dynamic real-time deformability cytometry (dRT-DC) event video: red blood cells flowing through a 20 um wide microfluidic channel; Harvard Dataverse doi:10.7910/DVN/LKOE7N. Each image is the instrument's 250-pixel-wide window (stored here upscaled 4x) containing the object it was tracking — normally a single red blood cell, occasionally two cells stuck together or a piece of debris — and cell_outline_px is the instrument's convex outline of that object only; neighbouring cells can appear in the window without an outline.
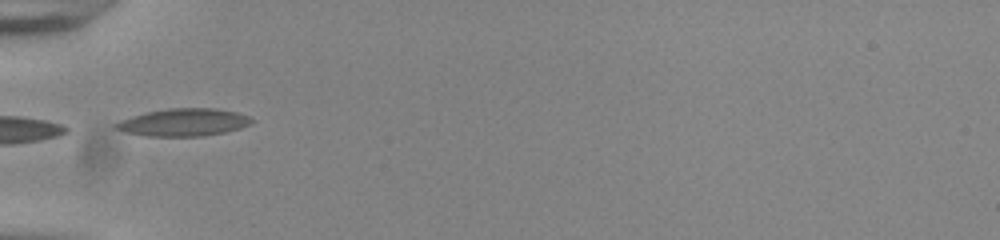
{"species": "common noctule bat (a hibernating species)", "species_latin": "Nyctalus noctula", "temperature_condition": "room temperature", "stored_images_in_passage": 3, "camera_frame_rate_fps": 3000, "um_per_image_px": 0.085, "animal": {"sex": "male", "body_mass_g": 20.0, "forearm_length_mm": 53.3}, "frame": {"image": 1, "passage_image": 1, "time_ms": 0.0, "image_size_px": [1000, 240], "cell_outline_px": [[256, 120], [252, 124], [240, 128], [224, 132], [204, 136], [148, 136], [128, 132], [116, 128], [112, 124], [120, 120], [132, 116], [148, 112], [168, 108], [216, 108], [236, 112], [248, 116]], "centroid_in_image_um": [15.65, 10.39], "position_along_channel_um": 69.3, "area_um2": 21.73}}